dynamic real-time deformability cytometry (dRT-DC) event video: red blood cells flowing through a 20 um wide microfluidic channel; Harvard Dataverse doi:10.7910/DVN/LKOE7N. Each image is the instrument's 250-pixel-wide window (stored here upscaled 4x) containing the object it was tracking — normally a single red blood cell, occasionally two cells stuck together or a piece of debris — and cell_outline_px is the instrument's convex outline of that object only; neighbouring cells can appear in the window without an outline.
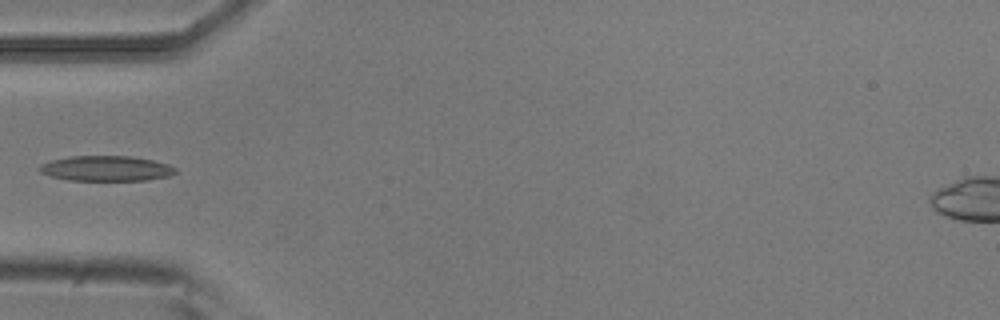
{"species": "common noctule bat (a hibernating species)", "species_latin": "Nyctalus noctula", "temperature_condition": "room temperature", "stored_images_in_passage": 6, "camera_frame_rate_fps": 3000, "um_per_image_px": 0.085, "animal": {"sex": "male", "body_mass_g": 20.5, "forearm_length_mm": 52.5}, "frame": {"image": 1, "passage_image": 4, "time_ms": 1.0, "image_size_px": [1000, 320], "cell_outline_px": [[176, 172], [168, 176], [148, 180], [68, 180], [52, 176], [40, 172], [36, 168], [40, 164], [52, 160], [72, 156], [132, 156], [152, 160], [168, 164], [176, 168]], "centroid_in_image_um": [9.01, 14.31], "position_along_channel_um": 76.0, "area_um2": 19.94}}